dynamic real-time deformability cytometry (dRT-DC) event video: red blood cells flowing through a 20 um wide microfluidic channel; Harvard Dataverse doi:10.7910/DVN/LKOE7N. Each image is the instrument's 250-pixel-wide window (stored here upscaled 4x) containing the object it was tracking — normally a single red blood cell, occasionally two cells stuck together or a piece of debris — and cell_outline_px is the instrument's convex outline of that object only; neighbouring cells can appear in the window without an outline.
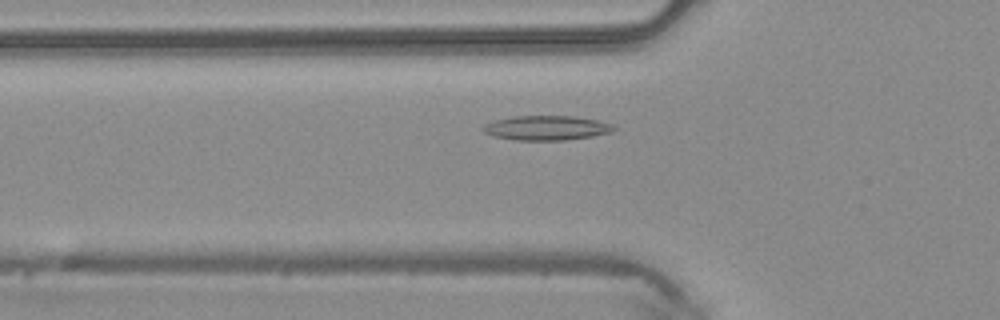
{"species": "common noctule bat (a hibernating species)", "species_latin": "Nyctalus noctula", "temperature_condition": "warm", "stored_images_in_passage": 35, "camera_frame_rate_fps": 3000, "um_per_image_px": 0.085, "animal": {"sex": "male", "body_mass_g": 20.4}, "frame": {"image": 1, "passage_image": 4, "time_ms": 1.0, "image_size_px": [1000, 320], "cell_outline_px": [[616, 128], [612, 132], [592, 136], [564, 140], [512, 140], [492, 136], [484, 132], [480, 128], [484, 124], [492, 120], [512, 116], [576, 116], [596, 120], [612, 124]], "centroid_in_image_um": [46.39, 10.87], "position_along_channel_um": 79.4, "area_um2": 18.9}}
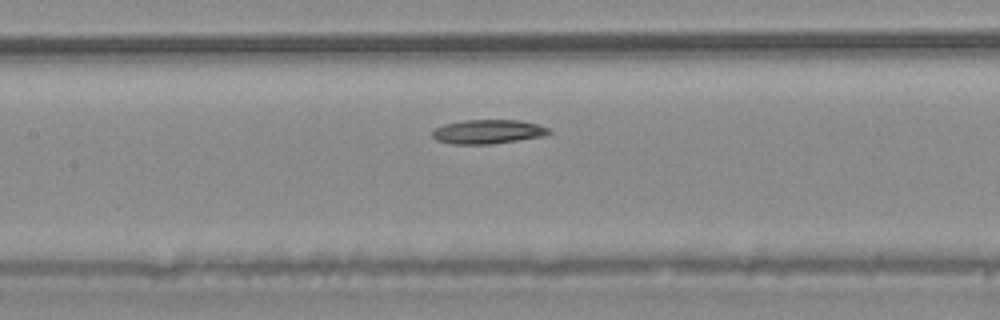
{"frame": {"image": 2, "passage_image": 10, "time_ms": 3.0, "image_size_px": [1000, 320], "cell_outline_px": [[552, 132], [544, 136], [492, 144], [452, 144], [436, 140], [432, 136], [432, 128], [444, 124], [464, 120], [520, 120], [536, 124], [548, 128]], "centroid_in_image_um": [41.44, 11.19], "position_along_channel_um": 166.0, "area_um2": 16.47}}
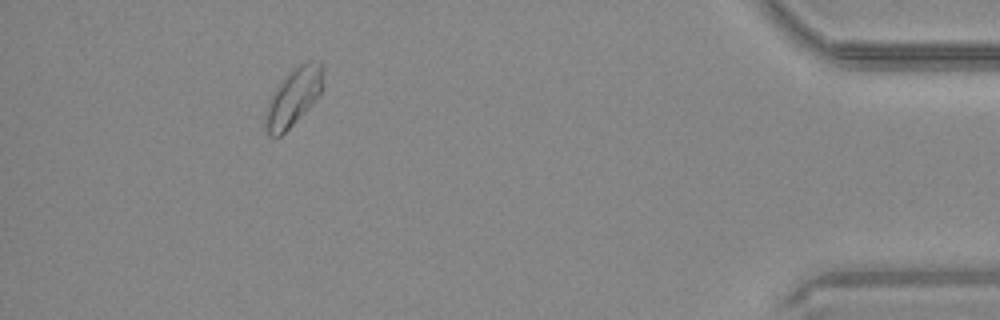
{"frame": {"image": 3, "passage_image": 31, "time_ms": 10.0, "image_size_px": [1000, 320], "cell_outline_px": [[324, 68], [320, 96], [280, 136], [268, 136], [264, 124], [264, 116], [268, 100], [272, 92], [284, 76], [292, 68], [308, 60], [320, 60]], "centroid_in_image_um": [24.93, 8.2], "position_along_channel_um": 410.3, "area_um2": 19.65}}